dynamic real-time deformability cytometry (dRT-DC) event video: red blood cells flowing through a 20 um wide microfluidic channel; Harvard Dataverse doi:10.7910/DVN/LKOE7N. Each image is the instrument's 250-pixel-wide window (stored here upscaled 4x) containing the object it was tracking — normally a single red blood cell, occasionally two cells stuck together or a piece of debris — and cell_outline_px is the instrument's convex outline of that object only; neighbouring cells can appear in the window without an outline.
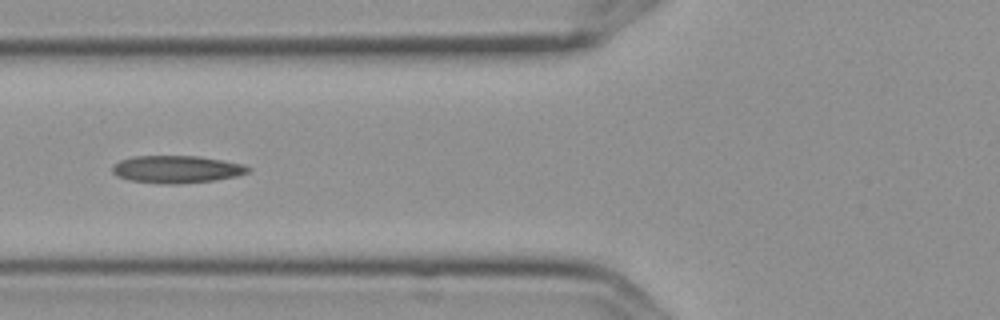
{"species": "Egyptian fruit bat (a non-hibernating species)", "species_latin": "Rousettus aegyptiacus", "temperature_condition": "cold", "stored_images_in_passage": 9, "camera_frame_rate_fps": 3000, "um_per_image_px": 0.085, "frame": {"image": 1, "passage_image": 7, "time_ms": 2.0, "image_size_px": [1000, 320], "cell_outline_px": [[252, 168], [248, 172], [236, 176], [216, 180], [180, 184], [160, 184], [128, 180], [116, 176], [112, 172], [112, 164], [120, 160], [132, 156], [200, 156], [244, 164]], "centroid_in_image_um": [14.99, 14.39], "position_along_channel_um": 110.8, "area_um2": 22.02}}
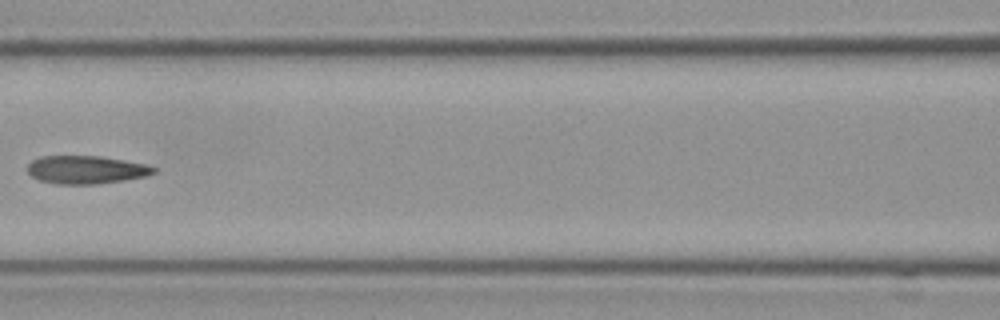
{"frame": {"image": 2, "passage_image": 8, "time_ms": 2.333, "image_size_px": [1000, 320], "cell_outline_px": [[156, 172], [144, 176], [124, 180], [100, 184], [56, 184], [40, 180], [32, 176], [28, 172], [28, 164], [32, 160], [40, 156], [100, 156], [124, 160], [144, 164], [156, 168]], "centroid_in_image_um": [7.3, 14.43], "position_along_channel_um": 159.3, "area_um2": 20.58}}
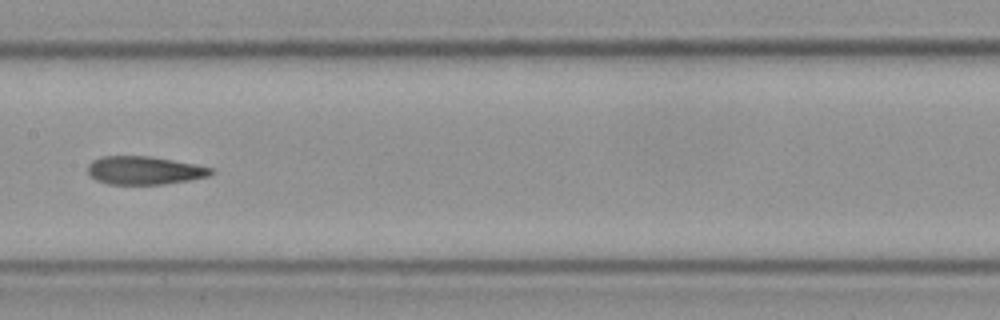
{"frame": {"image": 3, "passage_image": 9, "time_ms": 2.667, "image_size_px": [1000, 320], "cell_outline_px": [[216, 172], [208, 176], [188, 180], [160, 184], [108, 184], [96, 180], [88, 172], [88, 164], [92, 160], [100, 156], [152, 156], [212, 168]], "centroid_in_image_um": [12.24, 14.47], "position_along_channel_um": 195.2, "area_um2": 20.11}}